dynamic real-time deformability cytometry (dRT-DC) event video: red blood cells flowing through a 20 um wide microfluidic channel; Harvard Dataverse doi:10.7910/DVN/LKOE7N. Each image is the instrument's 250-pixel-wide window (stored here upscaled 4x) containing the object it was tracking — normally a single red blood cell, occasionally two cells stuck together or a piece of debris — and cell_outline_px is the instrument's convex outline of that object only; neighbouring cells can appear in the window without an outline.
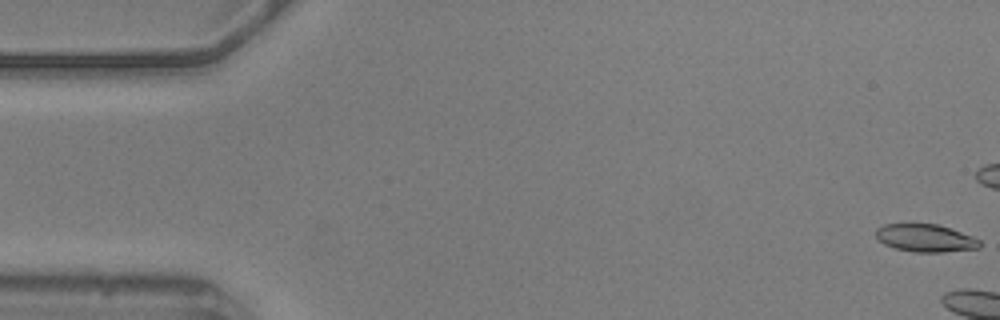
{"species": "common noctule bat (a hibernating species)", "species_latin": "Nyctalus noctula", "temperature_condition": "warm", "stored_images_in_passage": 5, "camera_frame_rate_fps": 3000, "um_per_image_px": 0.085, "animal": {"sex": "male", "body_mass_g": 20.5, "forearm_length_mm": 52.5}, "frame": {"image": 1, "passage_image": 1, "time_ms": 0.0, "image_size_px": [1000, 320], "cell_outline_px": [[980, 248], [944, 252], [916, 252], [896, 248], [884, 244], [876, 236], [876, 228], [884, 224], [936, 224], [972, 236], [980, 240]], "centroid_in_image_um": [78.66, 20.24], "position_along_channel_um": 6.3, "area_um2": 16.53}}